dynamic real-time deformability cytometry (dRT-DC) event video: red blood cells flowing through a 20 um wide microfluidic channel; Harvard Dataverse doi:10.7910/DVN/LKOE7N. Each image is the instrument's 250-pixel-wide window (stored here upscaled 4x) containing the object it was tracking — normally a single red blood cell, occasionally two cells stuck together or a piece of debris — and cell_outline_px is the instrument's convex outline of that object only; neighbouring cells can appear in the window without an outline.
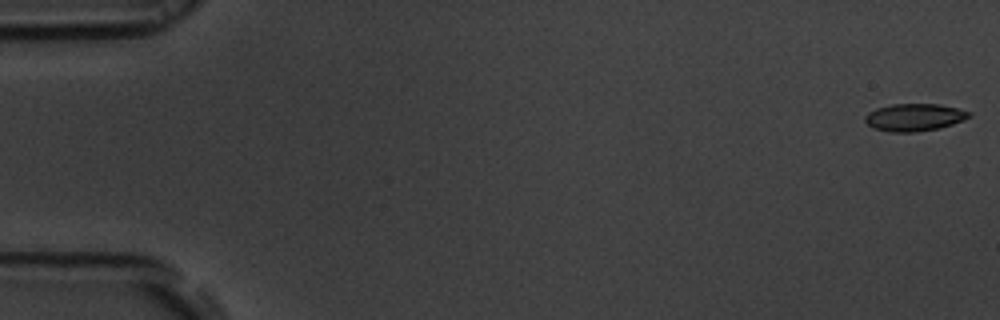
{"species": "common noctule bat (a hibernating species)", "species_latin": "Nyctalus noctula", "temperature_condition": "room temperature", "stored_images_in_passage": 55, "camera_frame_rate_fps": 3000, "um_per_image_px": 0.085, "animal": {"sex": "male", "body_mass_g": 19.5, "forearm_length_mm": 54.6}, "frame": {"image": 1, "passage_image": 1, "time_ms": 0.0, "image_size_px": [1000, 320], "cell_outline_px": [[972, 116], [964, 120], [940, 128], [916, 132], [888, 132], [872, 128], [864, 120], [864, 116], [868, 112], [876, 108], [892, 104], [940, 104], [972, 112]], "centroid_in_image_um": [77.71, 9.97], "position_along_channel_um": 7.3, "area_um2": 16.82}}
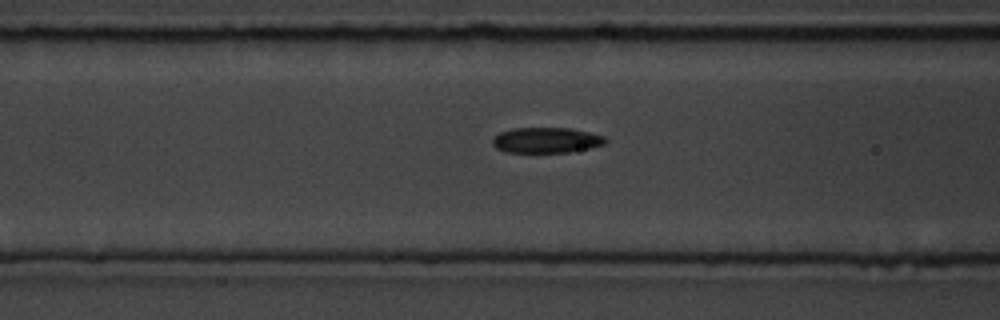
{"frame": {"image": 2, "passage_image": 22, "time_ms": 7.0, "image_size_px": [1000, 320], "cell_outline_px": [[608, 140], [604, 144], [588, 148], [568, 152], [504, 152], [496, 148], [492, 144], [492, 140], [500, 132], [512, 128], [568, 128], [588, 132], [604, 136]], "centroid_in_image_um": [46.41, 11.91], "position_along_channel_um": 120.2, "area_um2": 16.65}}
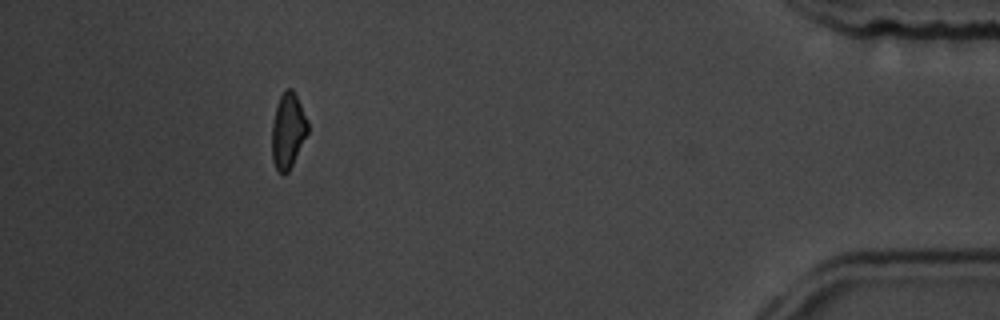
{"frame": {"image": 3, "passage_image": 50, "time_ms": 16.333, "image_size_px": [1000, 320], "cell_outline_px": [[308, 132], [288, 172], [284, 176], [276, 168], [272, 160], [272, 124], [276, 108], [280, 96], [284, 88], [292, 88], [308, 120]], "centroid_in_image_um": [24.47, 11.1], "position_along_channel_um": 410.7, "area_um2": 15.61}, "authors_computed_cell_mechanics": {"area_um2": 16.9354, "velocity_mm_per_s": 3.7387, "shape_relaxation_time_tau1_ms": 3.6663, "shape_relaxation_time_tau2_ms": 6.8803, "deformation_change_tau1": 0.1183, "deformation_change_tau2": 0.1188}}